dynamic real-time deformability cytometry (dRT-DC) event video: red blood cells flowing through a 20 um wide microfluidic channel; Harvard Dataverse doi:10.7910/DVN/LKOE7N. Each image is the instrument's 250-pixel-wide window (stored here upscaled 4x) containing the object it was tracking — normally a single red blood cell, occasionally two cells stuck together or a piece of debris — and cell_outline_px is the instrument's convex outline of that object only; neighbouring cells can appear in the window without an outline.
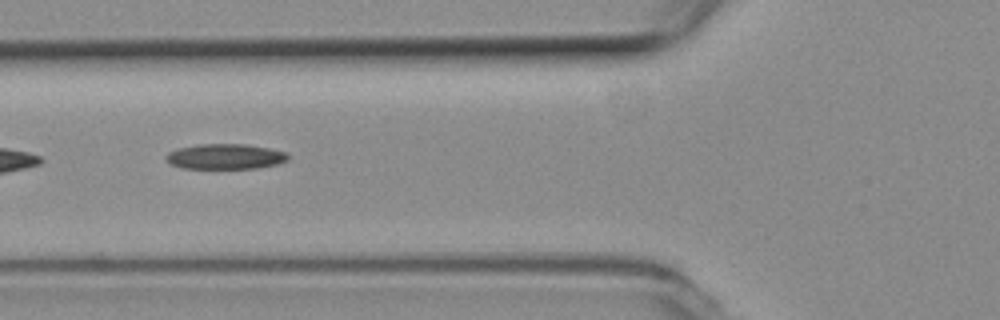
{"species": "common noctule bat (a hibernating species)", "species_latin": "Nyctalus noctula", "temperature_condition": "room temperature", "stored_images_in_passage": 8, "camera_frame_rate_fps": 3000, "um_per_image_px": 0.085, "animal": {"sex": "female", "body_mass_g": 19.3, "forearm_length_mm": 54.1}, "frame": {"image": 1, "passage_image": 5, "time_ms": 1.333, "image_size_px": [1000, 320], "cell_outline_px": [[288, 160], [276, 164], [256, 168], [180, 168], [164, 160], [164, 156], [168, 152], [176, 148], [196, 144], [244, 144], [268, 148], [288, 152]], "centroid_in_image_um": [19.09, 13.3], "position_along_channel_um": 106.7, "area_um2": 18.09}}